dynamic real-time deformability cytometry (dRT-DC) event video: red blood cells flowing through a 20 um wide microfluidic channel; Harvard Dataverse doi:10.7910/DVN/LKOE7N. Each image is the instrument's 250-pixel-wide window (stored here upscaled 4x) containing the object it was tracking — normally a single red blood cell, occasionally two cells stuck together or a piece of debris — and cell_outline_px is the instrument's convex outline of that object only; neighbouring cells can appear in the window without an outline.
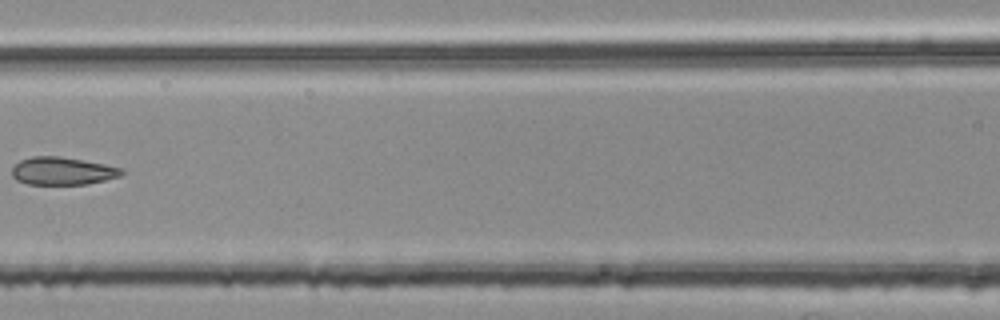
{"species": "common noctule bat (a hibernating species)", "species_latin": "Nyctalus noctula", "temperature_condition": "room temperature", "stored_images_in_passage": 5, "camera_frame_rate_fps": 3000, "um_per_image_px": 0.085, "animal": {"sex": "female", "body_mass_g": 25.1}, "frame": {"image": 1, "passage_image": 5, "time_ms": 1.333, "image_size_px": [1000, 320], "cell_outline_px": [[124, 172], [120, 176], [88, 184], [28, 184], [16, 180], [12, 176], [12, 168], [20, 160], [32, 156], [56, 156], [104, 164], [124, 168]], "centroid_in_image_um": [5.3, 14.54], "position_along_channel_um": 161.3, "area_um2": 17.63}}